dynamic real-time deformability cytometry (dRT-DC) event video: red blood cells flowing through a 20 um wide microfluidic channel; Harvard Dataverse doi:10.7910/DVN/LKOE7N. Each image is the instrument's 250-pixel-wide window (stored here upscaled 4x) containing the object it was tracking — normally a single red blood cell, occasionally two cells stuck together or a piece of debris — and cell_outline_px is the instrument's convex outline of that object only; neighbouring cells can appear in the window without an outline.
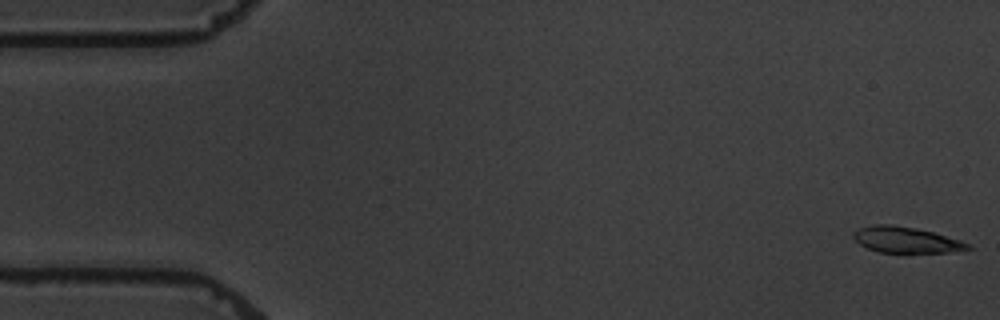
{"species": "common noctule bat (a hibernating species)", "species_latin": "Nyctalus noctula", "temperature_condition": "warm", "stored_images_in_passage": 4, "camera_frame_rate_fps": 3000, "um_per_image_px": 0.085, "animal": {"sex": "male", "body_mass_g": 19.5, "forearm_length_mm": 54.6}, "frame": {"image": 1, "passage_image": 1, "time_ms": 0.0, "image_size_px": [1000, 320], "cell_outline_px": [[972, 248], [948, 252], [880, 252], [868, 248], [860, 244], [852, 236], [852, 232], [860, 228], [872, 224], [892, 224], [916, 228], [932, 232], [960, 240], [968, 244]], "centroid_in_image_um": [76.96, 20.37], "position_along_channel_um": 8.0, "area_um2": 17.05}}